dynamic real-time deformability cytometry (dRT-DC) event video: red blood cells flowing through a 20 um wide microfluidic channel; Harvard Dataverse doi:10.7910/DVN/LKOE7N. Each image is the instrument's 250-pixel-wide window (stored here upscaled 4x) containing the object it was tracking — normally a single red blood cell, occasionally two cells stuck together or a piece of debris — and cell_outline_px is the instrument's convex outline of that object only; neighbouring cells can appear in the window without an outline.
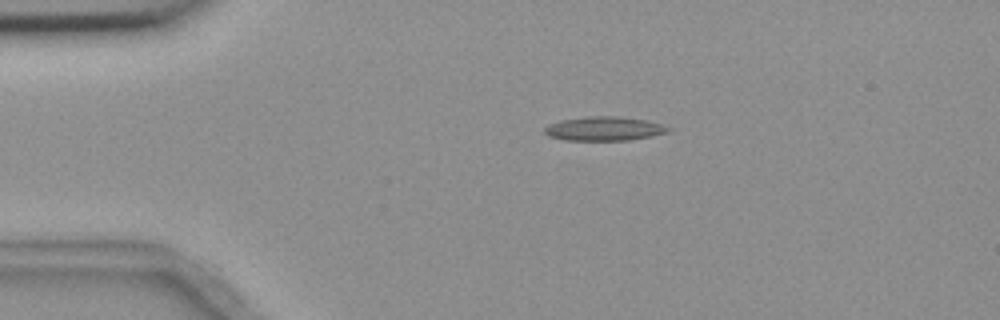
{"species": "common noctule bat (a hibernating species)", "species_latin": "Nyctalus noctula", "temperature_condition": "room temperature", "stored_images_in_passage": 6, "camera_frame_rate_fps": 3000, "um_per_image_px": 0.085, "animal": {"sex": "female", "body_mass_g": 18.4}, "frame": {"image": 1, "passage_image": 2, "time_ms": 1.333, "image_size_px": [1000, 320], "cell_outline_px": [[672, 128], [668, 132], [652, 136], [628, 140], [564, 140], [548, 136], [544, 132], [544, 128], [548, 124], [560, 120], [588, 116], [616, 116], [648, 120]], "centroid_in_image_um": [51.34, 10.93], "position_along_channel_um": 33.7, "area_um2": 17.4}}
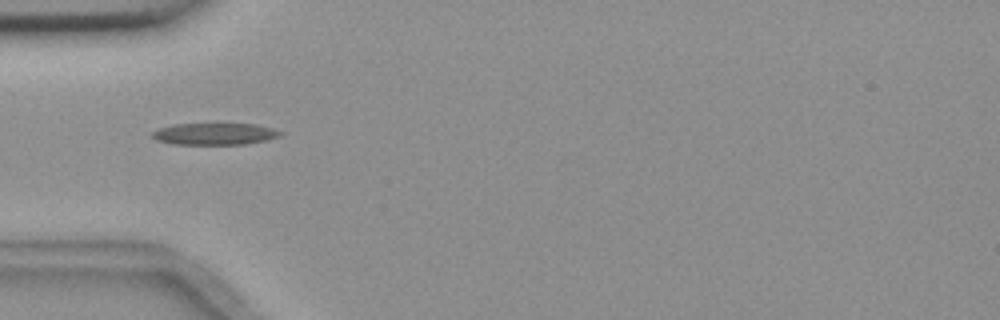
{"frame": {"image": 2, "passage_image": 4, "time_ms": 3.333, "image_size_px": [1000, 320], "cell_outline_px": [[284, 132], [280, 136], [268, 140], [244, 144], [172, 144], [156, 140], [152, 136], [152, 132], [160, 128], [172, 124], [256, 124], [272, 128]], "centroid_in_image_um": [18.27, 11.38], "position_along_channel_um": 66.7, "area_um2": 16.24}}
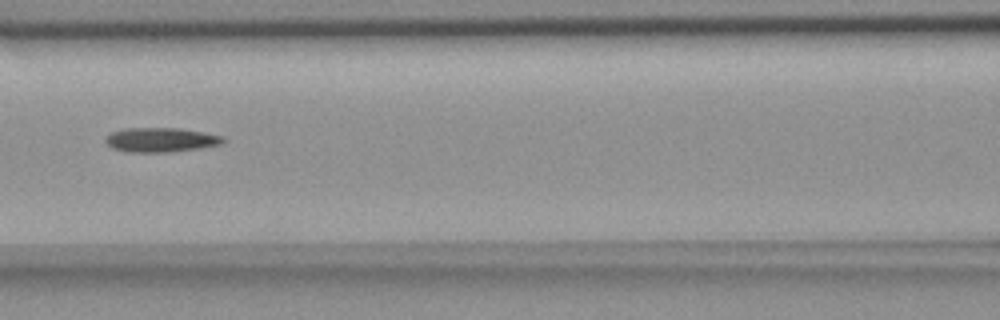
{"frame": {"image": 3, "passage_image": 6, "time_ms": 5.667, "image_size_px": [1000, 320], "cell_outline_px": [[228, 140], [220, 144], [200, 148], [168, 152], [124, 152], [112, 148], [104, 140], [112, 132], [124, 128], [180, 128], [204, 132], [224, 136]], "centroid_in_image_um": [13.69, 11.88], "position_along_channel_um": 152.9, "area_um2": 16.82}}